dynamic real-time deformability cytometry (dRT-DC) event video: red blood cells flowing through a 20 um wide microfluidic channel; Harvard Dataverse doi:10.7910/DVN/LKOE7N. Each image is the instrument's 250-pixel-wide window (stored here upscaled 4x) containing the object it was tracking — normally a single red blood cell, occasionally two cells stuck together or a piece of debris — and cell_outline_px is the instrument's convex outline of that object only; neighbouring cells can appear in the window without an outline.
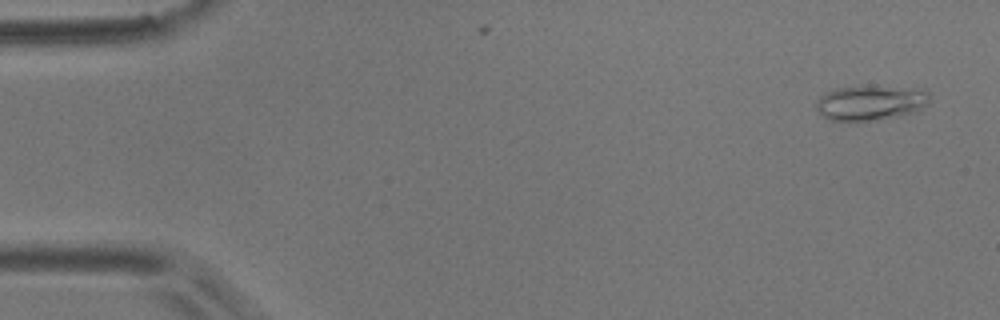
{"species": "common noctule bat (a hibernating species)", "species_latin": "Nyctalus noctula", "temperature_condition": "room temperature", "stored_images_in_passage": 5, "camera_frame_rate_fps": 3000, "um_per_image_px": 0.085, "animal": {"sex": "male", "body_mass_g": 17.9}, "frame": {"image": 1, "passage_image": 1, "time_ms": 0.0, "image_size_px": [1000, 320], "cell_outline_px": [[928, 104], [924, 108], [916, 112], [876, 120], [828, 120], [816, 108], [816, 100], [820, 96], [836, 88], [924, 88], [928, 92]], "centroid_in_image_um": [74.03, 8.76], "position_along_channel_um": 11.0, "area_um2": 22.43}}